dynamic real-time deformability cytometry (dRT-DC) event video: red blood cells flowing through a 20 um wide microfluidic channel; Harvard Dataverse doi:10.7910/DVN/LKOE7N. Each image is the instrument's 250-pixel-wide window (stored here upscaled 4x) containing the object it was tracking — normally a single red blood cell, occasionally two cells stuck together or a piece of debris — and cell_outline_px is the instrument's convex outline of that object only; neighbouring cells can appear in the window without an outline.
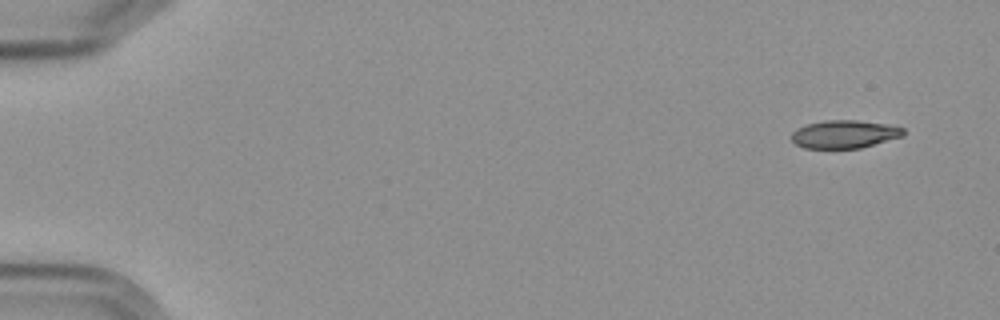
{"species": "Egyptian fruit bat (a non-hibernating species)", "species_latin": "Rousettus aegyptiacus", "temperature_condition": "cold", "stored_images_in_passage": 5, "camera_frame_rate_fps": 3000, "um_per_image_px": 0.085, "frame": {"image": 1, "passage_image": 1, "time_ms": 0.0, "image_size_px": [1000, 320], "cell_outline_px": [[904, 136], [860, 148], [804, 148], [796, 144], [792, 140], [792, 132], [796, 128], [808, 124], [824, 120], [856, 120], [884, 124], [904, 128]], "centroid_in_image_um": [71.76, 11.41], "position_along_channel_um": 13.2, "area_um2": 18.15}}
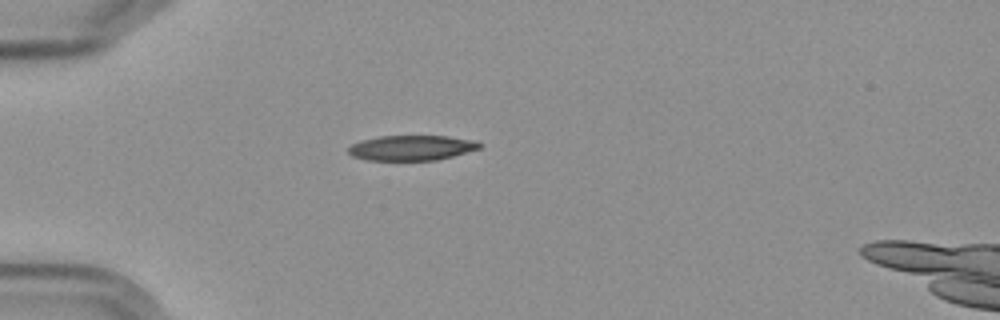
{"frame": {"image": 2, "passage_image": 5, "time_ms": 4.333, "image_size_px": [1000, 320], "cell_outline_px": [[480, 148], [452, 156], [436, 160], [364, 160], [352, 156], [348, 152], [348, 148], [352, 144], [360, 140], [380, 136], [448, 136], [472, 140], [480, 144]], "centroid_in_image_um": [34.92, 12.57], "position_along_channel_um": 50.1, "area_um2": 19.07}}